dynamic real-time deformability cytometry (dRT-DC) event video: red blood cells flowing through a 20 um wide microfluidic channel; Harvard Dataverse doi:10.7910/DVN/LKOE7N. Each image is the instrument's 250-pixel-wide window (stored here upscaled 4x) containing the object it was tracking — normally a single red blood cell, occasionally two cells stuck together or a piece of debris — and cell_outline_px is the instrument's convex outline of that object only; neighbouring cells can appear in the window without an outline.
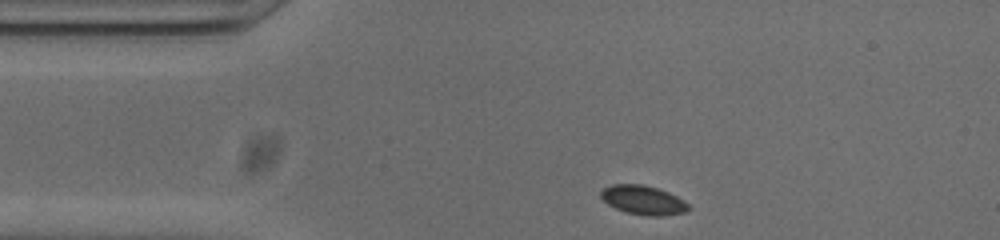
{"species": "common noctule bat (a hibernating species)", "species_latin": "Nyctalus noctula", "temperature_condition": "cold", "stored_images_in_passage": 44, "camera_frame_rate_fps": 3000, "um_per_image_px": 0.085, "animal": {"sex": "male", "body_mass_g": 20.0, "forearm_length_mm": 53.3}, "frame": {"image": 1, "passage_image": 1, "time_ms": 0.0, "image_size_px": [1000, 240], "cell_outline_px": [[688, 208], [684, 212], [660, 216], [652, 216], [628, 212], [616, 208], [608, 204], [600, 196], [600, 192], [604, 188], [612, 184], [640, 184], [656, 188], [668, 192], [684, 200], [688, 204]], "centroid_in_image_um": [54.65, 16.99], "position_along_channel_um": 30.3, "area_um2": 14.51}}
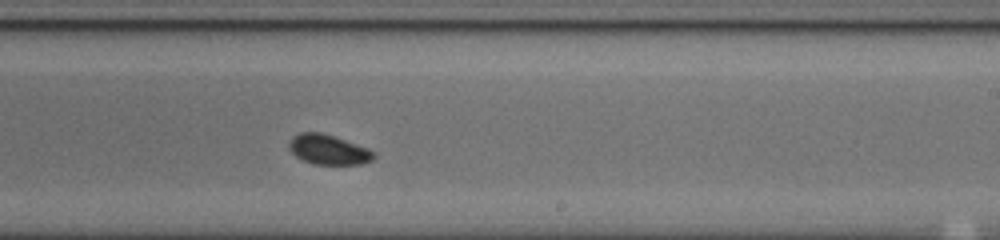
{"frame": {"image": 2, "passage_image": 22, "time_ms": 7.0, "image_size_px": [1000, 240], "cell_outline_px": [[376, 156], [372, 160], [360, 164], [316, 164], [304, 160], [296, 156], [292, 152], [288, 144], [288, 140], [292, 136], [300, 132], [320, 132], [368, 148], [376, 152]], "centroid_in_image_um": [27.91, 12.71], "position_along_channel_um": 261.1, "area_um2": 14.62}}
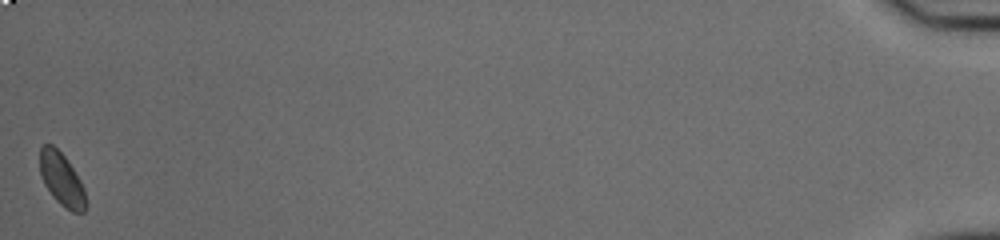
{"frame": {"image": 3, "passage_image": 44, "time_ms": 14.333, "image_size_px": [1000, 240], "cell_outline_px": [[84, 212], [72, 212], [60, 204], [52, 196], [44, 184], [40, 176], [40, 148], [44, 144], [52, 144], [64, 156], [80, 180], [84, 188]], "centroid_in_image_um": [5.2, 15.23], "position_along_channel_um": 430.0, "area_um2": 13.87}, "authors_computed_cell_mechanics": {"area_um2": 14.5656, "velocity_mm_per_s": 3.8148, "shape_relaxation_time_tau1_ms": 1.128, "shape_relaxation_time_tau2_ms": null, "deformation_change_tau1": 0.0348, "deformation_change_tau2": null}}